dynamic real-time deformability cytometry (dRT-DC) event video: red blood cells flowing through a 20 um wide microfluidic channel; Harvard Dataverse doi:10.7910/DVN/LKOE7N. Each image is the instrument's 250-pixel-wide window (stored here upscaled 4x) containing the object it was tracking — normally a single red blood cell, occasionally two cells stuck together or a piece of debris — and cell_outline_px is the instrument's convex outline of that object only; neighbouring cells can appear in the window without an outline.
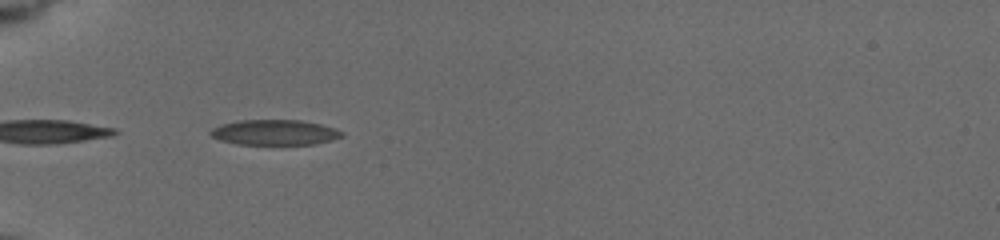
{"species": "common noctule bat (a hibernating species)", "species_latin": "Nyctalus noctula", "temperature_condition": "cold", "stored_images_in_passage": 12, "camera_frame_rate_fps": 3000, "um_per_image_px": 0.085, "animal": {"sex": "female", "body_mass_g": 19.5, "forearm_length_mm": 54.1}, "frame": {"image": 1, "passage_image": 4, "time_ms": 0.667, "image_size_px": [1000, 240], "cell_outline_px": [[344, 136], [332, 140], [312, 144], [236, 144], [220, 140], [212, 136], [208, 132], [212, 128], [220, 124], [236, 120], [300, 120], [320, 124], [344, 132]], "centroid_in_image_um": [23.31, 11.25], "position_along_channel_um": 61.7, "area_um2": 19.36}}